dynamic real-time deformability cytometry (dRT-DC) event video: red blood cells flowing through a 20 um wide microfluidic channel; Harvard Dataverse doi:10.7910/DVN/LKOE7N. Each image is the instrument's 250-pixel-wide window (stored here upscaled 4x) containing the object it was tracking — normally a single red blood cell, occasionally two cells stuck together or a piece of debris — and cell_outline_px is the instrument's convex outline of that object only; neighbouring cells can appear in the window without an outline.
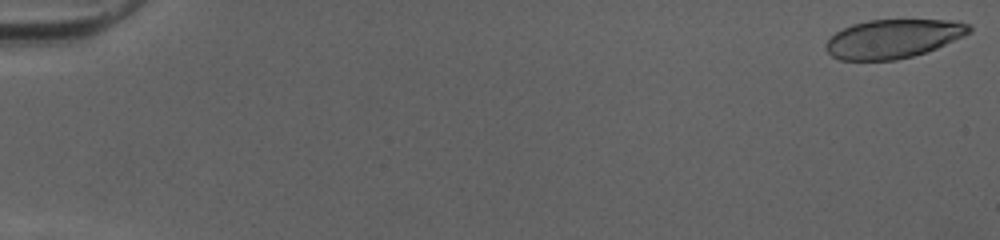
{"species": "human", "species_latin": "Homo sapiens", "temperature_condition": "cold", "stored_images_in_passage": 51, "camera_frame_rate_fps": 3000, "um_per_image_px": 0.085, "donor": {"sex": "female"}, "frame": {"image": 1, "passage_image": 1, "time_ms": 0.0, "image_size_px": [1000, 240], "cell_outline_px": [[972, 32], [964, 36], [936, 48], [912, 56], [896, 60], [840, 60], [832, 56], [828, 52], [824, 44], [836, 32], [852, 24], [868, 20], [956, 20], [972, 24]], "centroid_in_image_um": [75.95, 3.28], "position_along_channel_um": 9.1, "area_um2": 32.43}}
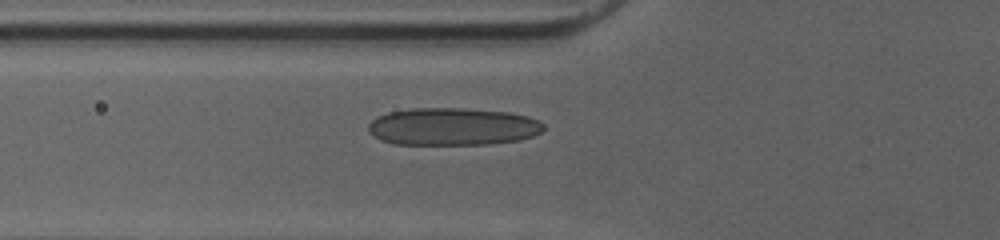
{"frame": {"image": 2, "passage_image": 20, "time_ms": 6.333, "image_size_px": [1000, 240], "cell_outline_px": [[544, 128], [540, 132], [532, 136], [520, 140], [488, 144], [396, 144], [380, 140], [368, 132], [368, 124], [376, 116], [388, 112], [412, 108], [464, 108], [508, 112], [528, 116], [540, 120], [544, 124]], "centroid_in_image_um": [38.47, 10.75], "position_along_channel_um": 87.3, "area_um2": 38.55}}
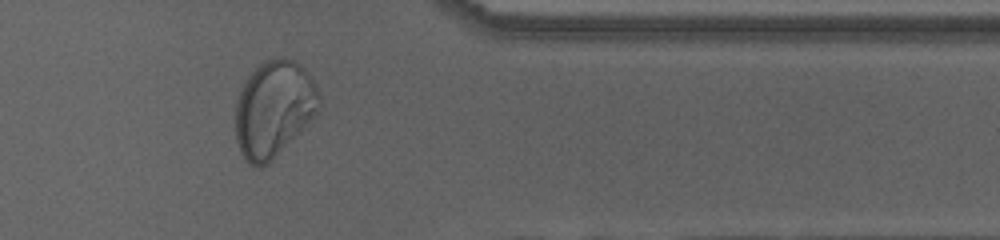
{"frame": {"image": 3, "passage_image": 43, "time_ms": 14.0, "image_size_px": [1000, 240], "cell_outline_px": [[320, 104], [316, 112], [272, 160], [268, 164], [260, 168], [256, 168], [248, 164], [244, 160], [240, 152], [236, 140], [236, 100], [240, 88], [244, 80], [260, 64], [268, 60], [284, 56], [292, 60], [304, 68], [312, 76], [316, 84], [320, 96]], "centroid_in_image_um": [23.24, 9.25], "position_along_channel_um": 388.2, "area_um2": 46.76}, "authors_computed_cell_mechanics": {"area_um2": 35.9516, "velocity_mm_per_s": 4.0442, "shape_relaxation_time_tau1_ms": 7.2095, "shape_relaxation_time_tau2_ms": null, "deformation_change_tau1": 0.2528, "deformation_change_tau2": null}}